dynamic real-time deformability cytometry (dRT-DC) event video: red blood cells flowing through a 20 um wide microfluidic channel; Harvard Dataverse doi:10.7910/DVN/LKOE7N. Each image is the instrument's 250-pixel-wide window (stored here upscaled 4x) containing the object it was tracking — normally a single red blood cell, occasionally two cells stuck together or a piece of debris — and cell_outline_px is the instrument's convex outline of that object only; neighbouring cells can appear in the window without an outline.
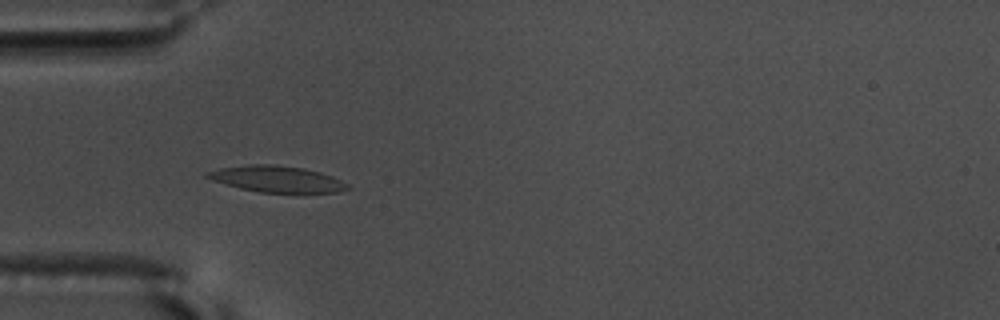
{"species": "common noctule bat (a hibernating species)", "species_latin": "Nyctalus noctula", "temperature_condition": "warm", "stored_images_in_passage": 51, "camera_frame_rate_fps": 3000, "um_per_image_px": 0.085, "animal": {"sex": "male", "body_mass_g": 17.5, "forearm_length_mm": 52.3}, "frame": {"image": 1, "passage_image": 12, "time_ms": 3.667, "image_size_px": [1000, 320], "cell_outline_px": [[352, 188], [340, 192], [260, 192], [240, 188], [212, 180], [204, 176], [208, 172], [220, 168], [248, 164], [276, 164], [304, 168], [320, 172], [332, 176], [348, 184]], "centroid_in_image_um": [23.56, 15.21], "position_along_channel_um": 61.4, "area_um2": 21.39}}
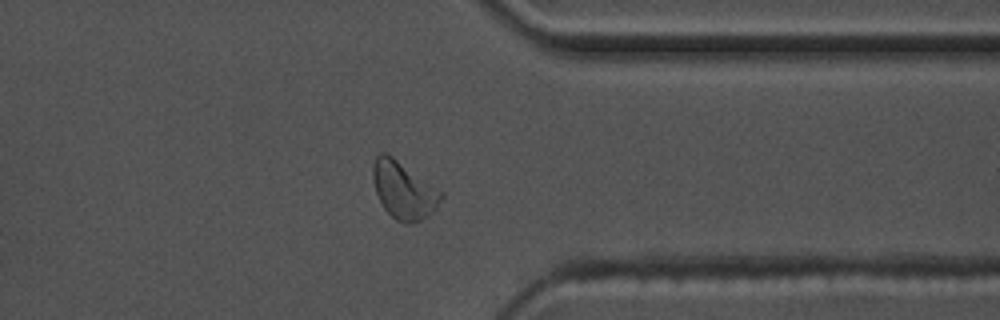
{"frame": {"image": 2, "passage_image": 39, "time_ms": 12.667, "image_size_px": [1000, 320], "cell_outline_px": [[444, 196], [436, 208], [432, 212], [420, 220], [412, 224], [408, 224], [396, 220], [384, 208], [376, 192], [372, 176], [372, 168], [376, 156], [380, 152], [384, 152], [392, 156], [444, 192]], "centroid_in_image_um": [34.32, 16.16], "position_along_channel_um": 377.1, "area_um2": 22.66}}
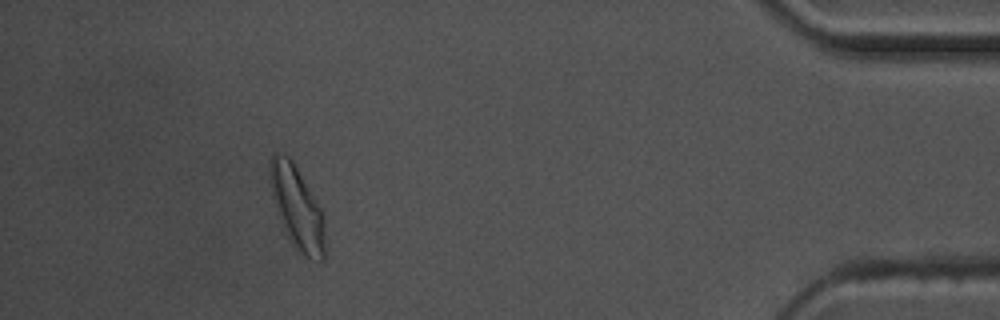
{"frame": {"image": 3, "passage_image": 46, "time_ms": 15.0, "image_size_px": [1000, 320], "cell_outline_px": [[324, 260], [312, 260], [300, 252], [292, 244], [284, 228], [276, 208], [272, 196], [268, 172], [268, 164], [272, 156], [276, 152], [280, 152], [288, 156], [292, 160], [324, 212]], "centroid_in_image_um": [25.24, 17.61], "position_along_channel_um": 410.0, "area_um2": 26.53}, "authors_computed_cell_mechanics": {"area_um2": 20.3456, "velocity_mm_per_s": 3.6002, "shape_relaxation_time_tau1_ms": 3.3508, "shape_relaxation_time_tau2_ms": 1.9287, "deformation_change_tau1": 0.13, "deformation_change_tau2": 0.0879}}